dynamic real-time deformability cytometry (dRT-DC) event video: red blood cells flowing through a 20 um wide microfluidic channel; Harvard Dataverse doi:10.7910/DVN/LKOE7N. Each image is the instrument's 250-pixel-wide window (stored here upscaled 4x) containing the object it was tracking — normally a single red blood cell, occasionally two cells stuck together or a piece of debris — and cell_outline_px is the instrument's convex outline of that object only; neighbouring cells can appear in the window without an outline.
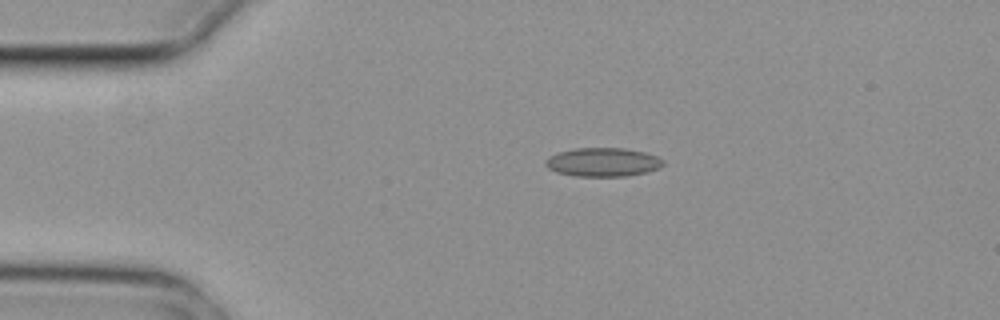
{"species": "common noctule bat (a hibernating species)", "species_latin": "Nyctalus noctula", "temperature_condition": "cold", "stored_images_in_passage": 1, "camera_frame_rate_fps": 3000, "um_per_image_px": 0.085, "animal": {"sex": "female", "body_mass_g": 29.2, "forearm_length_mm": 56.3}, "frame": {"image": 1, "passage_image": 1, "time_ms": 0.0, "image_size_px": [1000, 320], "cell_outline_px": [[664, 164], [656, 168], [644, 172], [624, 176], [576, 176], [556, 172], [548, 168], [544, 164], [544, 160], [548, 156], [560, 152], [576, 148], [624, 148], [644, 152], [656, 156], [664, 160]], "centroid_in_image_um": [51.19, 13.78], "position_along_channel_um": 33.8, "area_um2": 19.54}}